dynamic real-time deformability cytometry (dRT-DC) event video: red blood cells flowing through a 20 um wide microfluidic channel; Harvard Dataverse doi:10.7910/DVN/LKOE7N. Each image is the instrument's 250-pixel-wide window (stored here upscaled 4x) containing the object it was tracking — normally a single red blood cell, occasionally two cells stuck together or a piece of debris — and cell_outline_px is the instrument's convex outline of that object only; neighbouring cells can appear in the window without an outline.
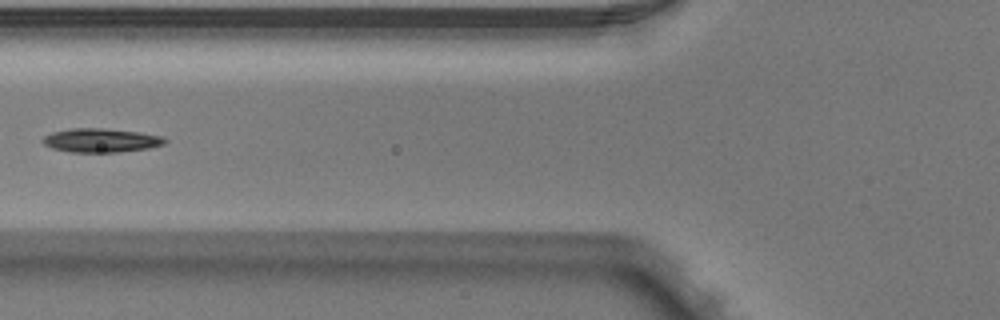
{"species": "Egyptian fruit bat (a non-hibernating species)", "species_latin": "Rousettus aegyptiacus", "temperature_condition": "warm", "stored_images_in_passage": 5, "segment_of_instrument_passage": [2, 2], "camera_frame_rate_fps": 3000, "um_per_image_px": 0.085, "animal": {"sex": "male"}, "frame": {"image": 1, "passage_image": 5, "time_ms": 1.333, "image_size_px": [1000, 320], "cell_outline_px": [[168, 140], [164, 144], [148, 148], [116, 152], [72, 152], [52, 148], [44, 144], [44, 136], [52, 132], [72, 128], [104, 128], [136, 132], [160, 136]], "centroid_in_image_um": [8.57, 11.93], "position_along_channel_um": 117.2, "area_um2": 16.7}}